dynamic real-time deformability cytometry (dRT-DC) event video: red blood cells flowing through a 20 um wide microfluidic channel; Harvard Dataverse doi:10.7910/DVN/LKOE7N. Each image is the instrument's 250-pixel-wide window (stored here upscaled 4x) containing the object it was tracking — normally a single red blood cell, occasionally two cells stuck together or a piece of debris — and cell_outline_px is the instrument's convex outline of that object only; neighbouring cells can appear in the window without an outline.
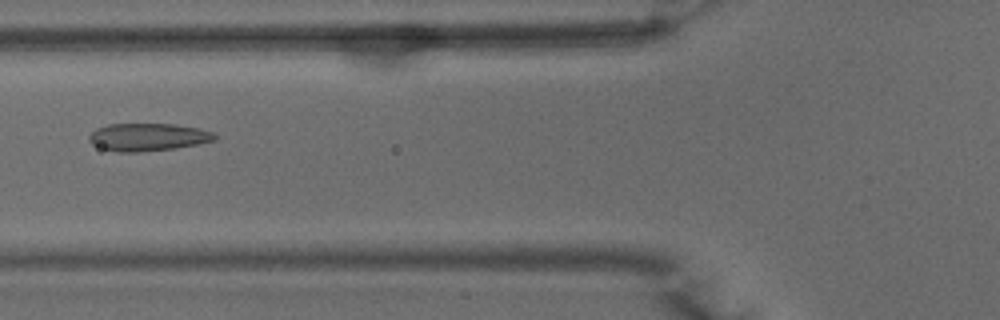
{"species": "common noctule bat (a hibernating species)", "species_latin": "Nyctalus noctula", "temperature_condition": "warm", "stored_images_in_passage": 16, "camera_frame_rate_fps": 3000, "um_per_image_px": 0.085, "animal": {"sex": "male", "body_mass_g": 15.6}, "frame": {"image": 1, "passage_image": 10, "time_ms": 3.0, "image_size_px": [1000, 320], "cell_outline_px": [[216, 140], [200, 144], [172, 148], [136, 152], [116, 152], [100, 148], [92, 144], [88, 140], [88, 136], [96, 128], [108, 124], [172, 124], [200, 128], [212, 132], [216, 136]], "centroid_in_image_um": [12.55, 11.65], "position_along_channel_um": 113.3, "area_um2": 20.29}}